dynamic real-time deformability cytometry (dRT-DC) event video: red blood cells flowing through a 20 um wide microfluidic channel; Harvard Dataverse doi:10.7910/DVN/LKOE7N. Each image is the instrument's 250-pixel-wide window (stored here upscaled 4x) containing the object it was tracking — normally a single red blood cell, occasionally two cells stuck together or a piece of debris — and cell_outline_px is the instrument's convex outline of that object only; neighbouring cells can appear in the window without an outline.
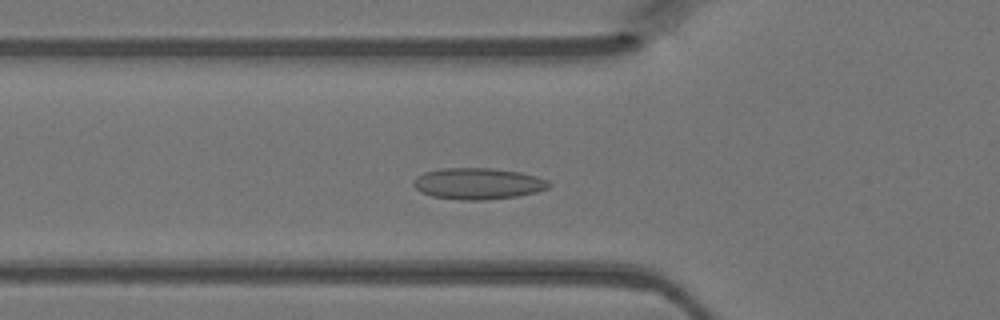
{"species": "Egyptian fruit bat (a non-hibernating species)", "species_latin": "Rousettus aegyptiacus", "temperature_condition": "warm", "stored_images_in_passage": 45, "camera_frame_rate_fps": 3000, "um_per_image_px": 0.085, "animal": {"sex": "female"}, "frame": {"image": 1, "passage_image": 14, "time_ms": 4.333, "image_size_px": [1000, 320], "cell_outline_px": [[552, 184], [548, 188], [536, 192], [516, 196], [484, 200], [460, 200], [432, 196], [420, 192], [412, 184], [412, 180], [416, 176], [424, 172], [440, 168], [492, 168], [520, 172], [536, 176], [548, 180]], "centroid_in_image_um": [40.6, 15.6], "position_along_channel_um": 85.2, "area_um2": 24.91}}
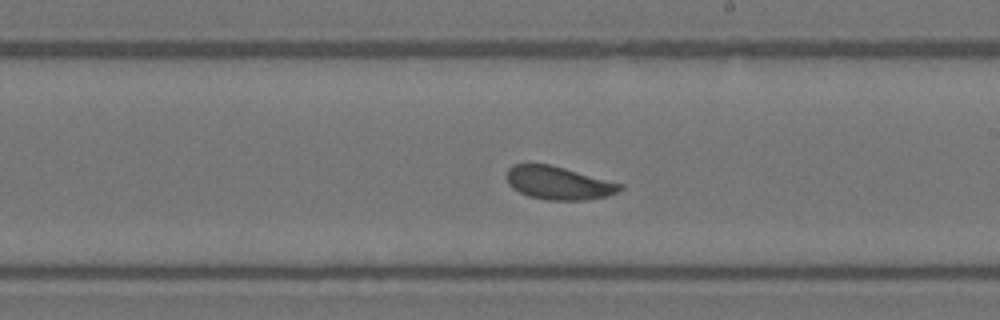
{"frame": {"image": 2, "passage_image": 25, "time_ms": 8.0, "image_size_px": [1000, 320], "cell_outline_px": [[624, 188], [608, 196], [584, 200], [544, 200], [528, 196], [512, 188], [508, 184], [508, 168], [512, 164], [548, 164], [564, 168], [624, 184]], "centroid_in_image_um": [47.49, 15.56], "position_along_channel_um": 241.5, "area_um2": 21.85}}
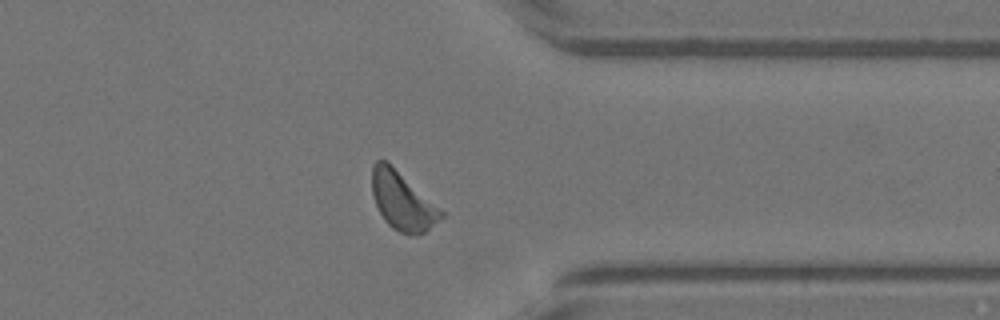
{"frame": {"image": 3, "passage_image": 35, "time_ms": 11.333, "image_size_px": [1000, 320], "cell_outline_px": [[444, 216], [424, 232], [412, 236], [408, 236], [392, 228], [384, 220], [376, 204], [372, 192], [372, 164], [376, 160], [384, 160], [444, 212]], "centroid_in_image_um": [34.18, 17.13], "position_along_channel_um": 377.2, "area_um2": 22.66}}